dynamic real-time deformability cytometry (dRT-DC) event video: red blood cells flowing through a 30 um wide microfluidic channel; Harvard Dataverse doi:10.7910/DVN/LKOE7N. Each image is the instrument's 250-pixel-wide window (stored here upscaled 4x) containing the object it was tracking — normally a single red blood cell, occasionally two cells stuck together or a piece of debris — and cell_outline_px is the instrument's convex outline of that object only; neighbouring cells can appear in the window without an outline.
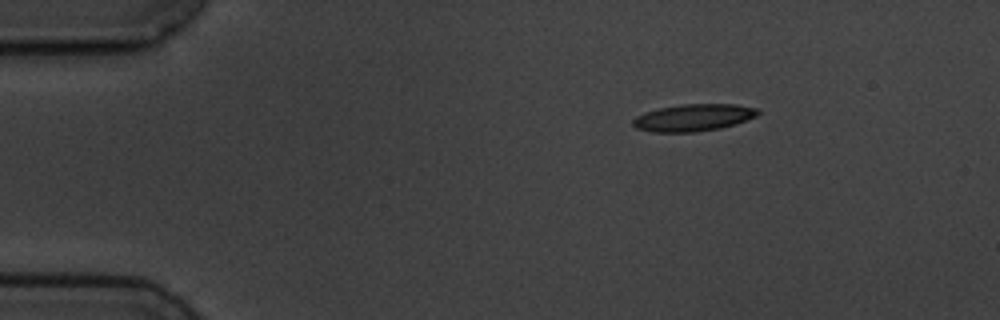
{"species": "common noctule bat (a hibernating species)", "species_latin": "Nyctalus noctula", "temperature_condition": "cold", "stored_images_in_passage": 4, "camera_frame_rate_fps": 3000, "um_per_image_px": 0.085, "animal": {"sex": "male", "body_mass_g": 19.5, "forearm_length_mm": 54.6}, "frame": {"image": 1, "passage_image": 1, "time_ms": 0.0, "image_size_px": [1000, 320], "cell_outline_px": [[760, 112], [756, 116], [748, 120], [736, 124], [720, 128], [696, 132], [652, 132], [636, 128], [632, 124], [632, 120], [636, 116], [644, 112], [660, 108], [680, 104], [736, 104], [756, 108]], "centroid_in_image_um": [58.94, 10.0], "position_along_channel_um": 26.1, "area_um2": 19.83}}
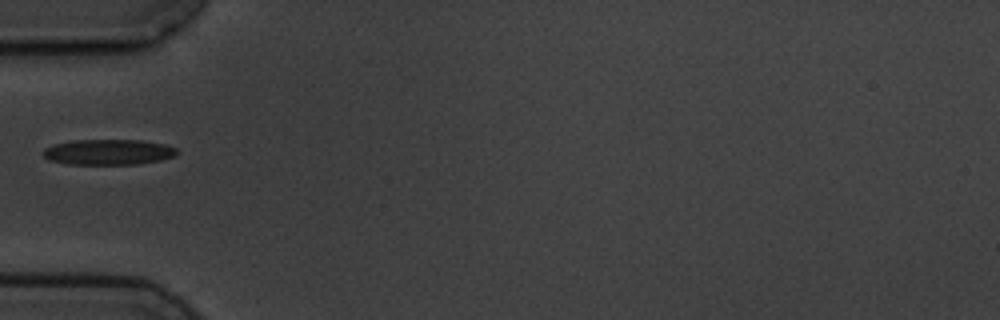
{"frame": {"image": 2, "passage_image": 4, "time_ms": 3.333, "image_size_px": [1000, 320], "cell_outline_px": [[180, 152], [176, 156], [160, 160], [136, 164], [68, 164], [48, 160], [40, 152], [44, 148], [52, 144], [72, 140], [140, 140], [164, 144], [176, 148]], "centroid_in_image_um": [9.18, 12.92], "position_along_channel_um": 75.8, "area_um2": 20.11}}